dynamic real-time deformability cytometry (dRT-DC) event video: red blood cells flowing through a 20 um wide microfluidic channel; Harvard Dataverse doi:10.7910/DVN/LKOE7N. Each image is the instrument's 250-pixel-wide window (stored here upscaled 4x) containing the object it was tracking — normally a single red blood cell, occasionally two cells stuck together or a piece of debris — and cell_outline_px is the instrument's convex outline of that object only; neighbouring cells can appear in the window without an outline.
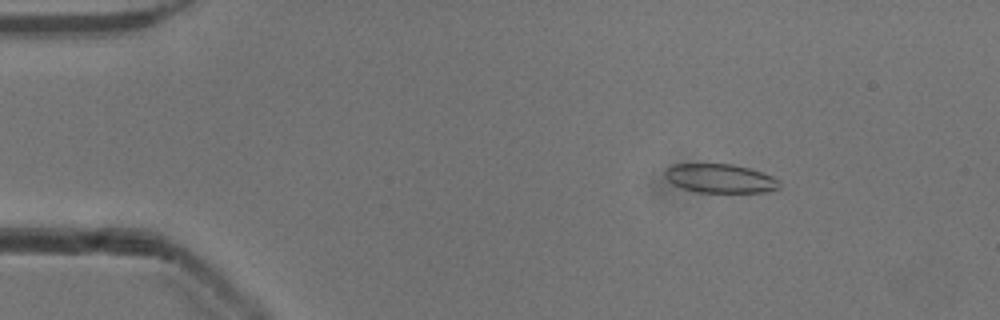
{"species": "common noctule bat (a hibernating species)", "species_latin": "Nyctalus noctula", "temperature_condition": "cold", "stored_images_in_passage": 53, "camera_frame_rate_fps": 3000, "um_per_image_px": 0.085, "animal": {"sex": "male", "body_mass_g": 13.3}, "frame": {"image": 1, "passage_image": 8, "time_ms": 2.333, "image_size_px": [1000, 320], "cell_outline_px": [[780, 188], [768, 192], [700, 192], [684, 188], [672, 184], [664, 176], [664, 168], [672, 164], [732, 164], [748, 168], [772, 176], [780, 180]], "centroid_in_image_um": [61.2, 15.16], "position_along_channel_um": 23.8, "area_um2": 19.31}}
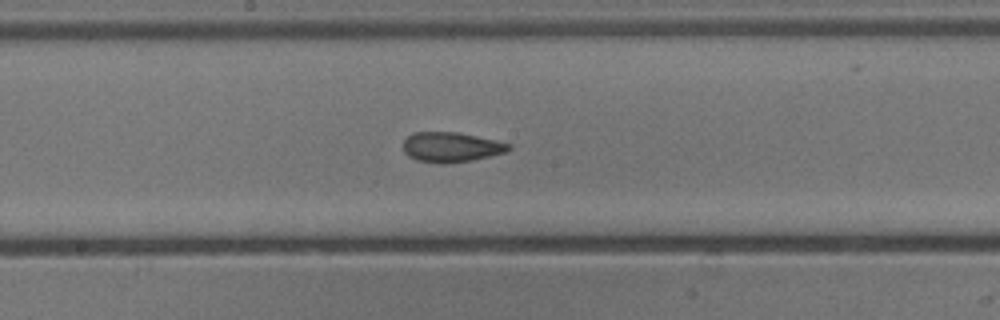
{"frame": {"image": 2, "passage_image": 28, "time_ms": 9.0, "image_size_px": [1000, 320], "cell_outline_px": [[512, 148], [504, 152], [472, 160], [444, 164], [440, 164], [416, 160], [408, 156], [404, 152], [404, 140], [412, 132], [456, 132], [496, 140], [512, 144]], "centroid_in_image_um": [38.33, 12.5], "position_along_channel_um": 209.9, "area_um2": 18.38}}
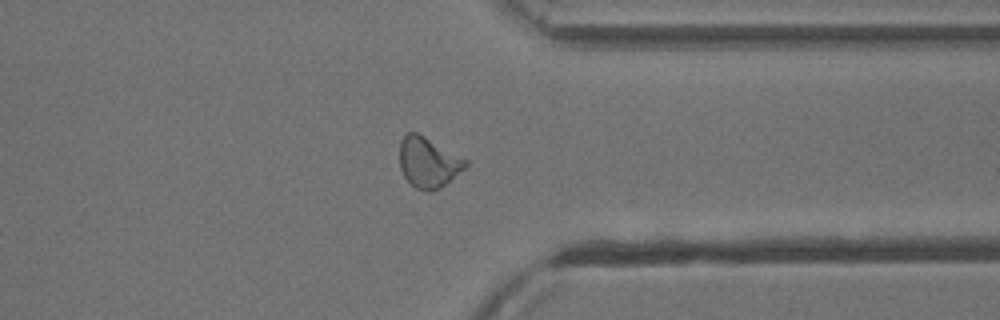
{"frame": {"image": 3, "passage_image": 41, "time_ms": 13.333, "image_size_px": [1000, 320], "cell_outline_px": [[468, 164], [464, 168], [440, 188], [432, 192], [428, 192], [416, 188], [404, 176], [400, 168], [400, 140], [408, 132], [416, 132], [424, 136], [468, 160]], "centroid_in_image_um": [36.39, 13.8], "position_along_channel_um": 375.0, "area_um2": 19.13}, "authors_computed_cell_mechanics": {"area_um2": 19.363, "velocity_mm_per_s": 3.9065, "shape_relaxation_time_tau1_ms": null, "shape_relaxation_time_tau2_ms": 2.2467, "deformation_change_tau1": null, "deformation_change_tau2": 0.0873}}